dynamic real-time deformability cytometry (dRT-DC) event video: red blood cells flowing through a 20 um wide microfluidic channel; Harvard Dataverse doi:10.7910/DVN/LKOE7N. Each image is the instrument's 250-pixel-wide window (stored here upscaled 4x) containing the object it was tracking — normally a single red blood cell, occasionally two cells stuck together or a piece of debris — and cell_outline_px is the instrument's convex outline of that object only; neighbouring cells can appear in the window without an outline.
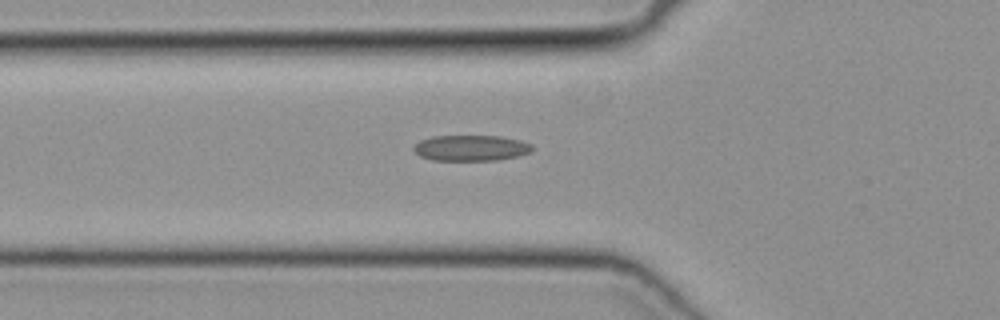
{"species": "common noctule bat (a hibernating species)", "species_latin": "Nyctalus noctula", "temperature_condition": "cold", "stored_images_in_passage": 11, "camera_frame_rate_fps": 3000, "um_per_image_px": 0.085, "animal": {"sex": "female", "body_mass_g": 19.3, "forearm_length_mm": 54.1}, "frame": {"image": 1, "passage_image": 7, "time_ms": 2.0, "image_size_px": [1000, 320], "cell_outline_px": [[532, 152], [516, 156], [496, 160], [432, 160], [420, 156], [412, 148], [420, 140], [432, 136], [500, 136], [520, 140], [532, 144]], "centroid_in_image_um": [40.03, 12.57], "position_along_channel_um": 85.8, "area_um2": 17.74}}
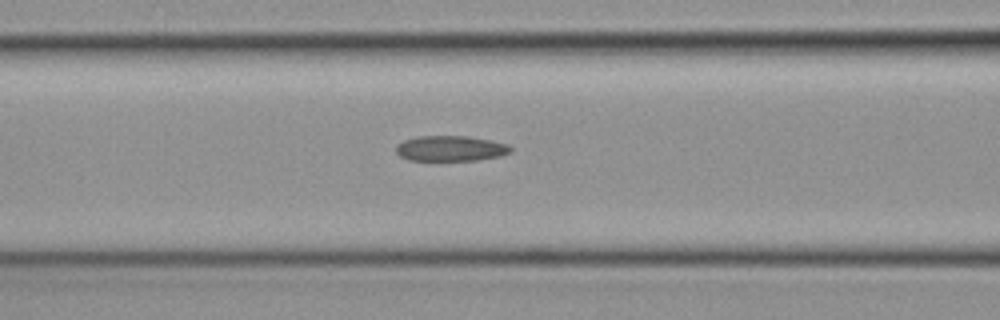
{"frame": {"image": 2, "passage_image": 10, "time_ms": 3.0, "image_size_px": [1000, 320], "cell_outline_px": [[512, 152], [500, 156], [476, 160], [408, 160], [400, 156], [396, 152], [396, 148], [404, 140], [420, 136], [468, 136], [492, 140], [508, 144], [512, 148]], "centroid_in_image_um": [38.35, 12.61], "position_along_channel_um": 128.3, "area_um2": 16.94}}